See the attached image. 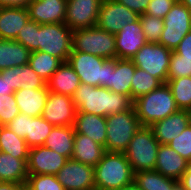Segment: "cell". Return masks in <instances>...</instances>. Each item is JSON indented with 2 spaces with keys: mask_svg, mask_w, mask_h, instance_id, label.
<instances>
[{
  "mask_svg": "<svg viewBox=\"0 0 191 190\" xmlns=\"http://www.w3.org/2000/svg\"><path fill=\"white\" fill-rule=\"evenodd\" d=\"M136 66L131 59L115 58V71H111L110 90L131 98V84Z\"/></svg>",
  "mask_w": 191,
  "mask_h": 190,
  "instance_id": "484cf974",
  "label": "cell"
},
{
  "mask_svg": "<svg viewBox=\"0 0 191 190\" xmlns=\"http://www.w3.org/2000/svg\"><path fill=\"white\" fill-rule=\"evenodd\" d=\"M14 92L15 91L13 89H9L6 77H2L0 73V96L14 94Z\"/></svg>",
  "mask_w": 191,
  "mask_h": 190,
  "instance_id": "f907efd6",
  "label": "cell"
},
{
  "mask_svg": "<svg viewBox=\"0 0 191 190\" xmlns=\"http://www.w3.org/2000/svg\"><path fill=\"white\" fill-rule=\"evenodd\" d=\"M139 15L115 0H103L97 26L111 34H117L123 26L134 23Z\"/></svg>",
  "mask_w": 191,
  "mask_h": 190,
  "instance_id": "7c38bea8",
  "label": "cell"
},
{
  "mask_svg": "<svg viewBox=\"0 0 191 190\" xmlns=\"http://www.w3.org/2000/svg\"><path fill=\"white\" fill-rule=\"evenodd\" d=\"M177 0H150L144 14L164 19Z\"/></svg>",
  "mask_w": 191,
  "mask_h": 190,
  "instance_id": "b9f144b4",
  "label": "cell"
},
{
  "mask_svg": "<svg viewBox=\"0 0 191 190\" xmlns=\"http://www.w3.org/2000/svg\"><path fill=\"white\" fill-rule=\"evenodd\" d=\"M20 83L21 89H40L46 85V82L33 71L29 64L21 66Z\"/></svg>",
  "mask_w": 191,
  "mask_h": 190,
  "instance_id": "60d3db41",
  "label": "cell"
},
{
  "mask_svg": "<svg viewBox=\"0 0 191 190\" xmlns=\"http://www.w3.org/2000/svg\"><path fill=\"white\" fill-rule=\"evenodd\" d=\"M172 50L159 43L147 42L131 59L137 68L158 78L163 84L168 79Z\"/></svg>",
  "mask_w": 191,
  "mask_h": 190,
  "instance_id": "9c48e42d",
  "label": "cell"
},
{
  "mask_svg": "<svg viewBox=\"0 0 191 190\" xmlns=\"http://www.w3.org/2000/svg\"><path fill=\"white\" fill-rule=\"evenodd\" d=\"M30 53L16 40L0 39V71L29 64Z\"/></svg>",
  "mask_w": 191,
  "mask_h": 190,
  "instance_id": "d4e9b609",
  "label": "cell"
},
{
  "mask_svg": "<svg viewBox=\"0 0 191 190\" xmlns=\"http://www.w3.org/2000/svg\"><path fill=\"white\" fill-rule=\"evenodd\" d=\"M65 190H95L94 168L72 158L56 174Z\"/></svg>",
  "mask_w": 191,
  "mask_h": 190,
  "instance_id": "4fadbf2b",
  "label": "cell"
},
{
  "mask_svg": "<svg viewBox=\"0 0 191 190\" xmlns=\"http://www.w3.org/2000/svg\"><path fill=\"white\" fill-rule=\"evenodd\" d=\"M139 20L146 41L150 43H159L164 28L163 19L142 14L139 15Z\"/></svg>",
  "mask_w": 191,
  "mask_h": 190,
  "instance_id": "e575fe53",
  "label": "cell"
},
{
  "mask_svg": "<svg viewBox=\"0 0 191 190\" xmlns=\"http://www.w3.org/2000/svg\"><path fill=\"white\" fill-rule=\"evenodd\" d=\"M53 125L46 121L42 116L29 117L27 135L25 142L29 148L43 146L46 138L53 129Z\"/></svg>",
  "mask_w": 191,
  "mask_h": 190,
  "instance_id": "1f68e13d",
  "label": "cell"
},
{
  "mask_svg": "<svg viewBox=\"0 0 191 190\" xmlns=\"http://www.w3.org/2000/svg\"><path fill=\"white\" fill-rule=\"evenodd\" d=\"M67 161L68 158L45 146L30 148L27 161L28 175H56Z\"/></svg>",
  "mask_w": 191,
  "mask_h": 190,
  "instance_id": "9a60e30c",
  "label": "cell"
},
{
  "mask_svg": "<svg viewBox=\"0 0 191 190\" xmlns=\"http://www.w3.org/2000/svg\"><path fill=\"white\" fill-rule=\"evenodd\" d=\"M120 4H123L131 11L136 12L138 15L145 13L150 0H115Z\"/></svg>",
  "mask_w": 191,
  "mask_h": 190,
  "instance_id": "f6af8a7d",
  "label": "cell"
},
{
  "mask_svg": "<svg viewBox=\"0 0 191 190\" xmlns=\"http://www.w3.org/2000/svg\"><path fill=\"white\" fill-rule=\"evenodd\" d=\"M163 22L164 28L159 44L174 51L183 38L191 32V11L177 0Z\"/></svg>",
  "mask_w": 191,
  "mask_h": 190,
  "instance_id": "30bf717a",
  "label": "cell"
},
{
  "mask_svg": "<svg viewBox=\"0 0 191 190\" xmlns=\"http://www.w3.org/2000/svg\"><path fill=\"white\" fill-rule=\"evenodd\" d=\"M67 0H33L27 7L29 18L38 24L64 23Z\"/></svg>",
  "mask_w": 191,
  "mask_h": 190,
  "instance_id": "e0dca14e",
  "label": "cell"
},
{
  "mask_svg": "<svg viewBox=\"0 0 191 190\" xmlns=\"http://www.w3.org/2000/svg\"><path fill=\"white\" fill-rule=\"evenodd\" d=\"M74 136L73 126H54L43 146L70 159L74 150Z\"/></svg>",
  "mask_w": 191,
  "mask_h": 190,
  "instance_id": "4316f807",
  "label": "cell"
},
{
  "mask_svg": "<svg viewBox=\"0 0 191 190\" xmlns=\"http://www.w3.org/2000/svg\"><path fill=\"white\" fill-rule=\"evenodd\" d=\"M168 145L191 163V123Z\"/></svg>",
  "mask_w": 191,
  "mask_h": 190,
  "instance_id": "f35d334b",
  "label": "cell"
},
{
  "mask_svg": "<svg viewBox=\"0 0 191 190\" xmlns=\"http://www.w3.org/2000/svg\"><path fill=\"white\" fill-rule=\"evenodd\" d=\"M30 116L23 113H19L9 124L8 126L11 131H13L17 136L25 139L27 135L28 127V118Z\"/></svg>",
  "mask_w": 191,
  "mask_h": 190,
  "instance_id": "7bdbcfd3",
  "label": "cell"
},
{
  "mask_svg": "<svg viewBox=\"0 0 191 190\" xmlns=\"http://www.w3.org/2000/svg\"><path fill=\"white\" fill-rule=\"evenodd\" d=\"M183 5H185L191 11V0H179Z\"/></svg>",
  "mask_w": 191,
  "mask_h": 190,
  "instance_id": "f5cc1de1",
  "label": "cell"
},
{
  "mask_svg": "<svg viewBox=\"0 0 191 190\" xmlns=\"http://www.w3.org/2000/svg\"><path fill=\"white\" fill-rule=\"evenodd\" d=\"M20 71L21 66L11 67L0 71L2 77H6L9 89H13L14 91L21 89Z\"/></svg>",
  "mask_w": 191,
  "mask_h": 190,
  "instance_id": "ee69618b",
  "label": "cell"
},
{
  "mask_svg": "<svg viewBox=\"0 0 191 190\" xmlns=\"http://www.w3.org/2000/svg\"><path fill=\"white\" fill-rule=\"evenodd\" d=\"M76 114L73 97L49 92L41 116L53 126H73Z\"/></svg>",
  "mask_w": 191,
  "mask_h": 190,
  "instance_id": "5bb4252c",
  "label": "cell"
},
{
  "mask_svg": "<svg viewBox=\"0 0 191 190\" xmlns=\"http://www.w3.org/2000/svg\"><path fill=\"white\" fill-rule=\"evenodd\" d=\"M48 94L46 85L40 89H20L14 92L20 113L31 117L41 116Z\"/></svg>",
  "mask_w": 191,
  "mask_h": 190,
  "instance_id": "603a6c76",
  "label": "cell"
},
{
  "mask_svg": "<svg viewBox=\"0 0 191 190\" xmlns=\"http://www.w3.org/2000/svg\"><path fill=\"white\" fill-rule=\"evenodd\" d=\"M19 113L14 94L0 96V126L9 124Z\"/></svg>",
  "mask_w": 191,
  "mask_h": 190,
  "instance_id": "8d00e7d4",
  "label": "cell"
},
{
  "mask_svg": "<svg viewBox=\"0 0 191 190\" xmlns=\"http://www.w3.org/2000/svg\"><path fill=\"white\" fill-rule=\"evenodd\" d=\"M133 106L141 126L148 127L179 110L167 83L139 96L134 100Z\"/></svg>",
  "mask_w": 191,
  "mask_h": 190,
  "instance_id": "3957f363",
  "label": "cell"
},
{
  "mask_svg": "<svg viewBox=\"0 0 191 190\" xmlns=\"http://www.w3.org/2000/svg\"><path fill=\"white\" fill-rule=\"evenodd\" d=\"M191 77V60L180 59V55L172 51L168 69V79Z\"/></svg>",
  "mask_w": 191,
  "mask_h": 190,
  "instance_id": "ab89813d",
  "label": "cell"
},
{
  "mask_svg": "<svg viewBox=\"0 0 191 190\" xmlns=\"http://www.w3.org/2000/svg\"><path fill=\"white\" fill-rule=\"evenodd\" d=\"M28 177L27 162L11 154L0 152V182L25 185Z\"/></svg>",
  "mask_w": 191,
  "mask_h": 190,
  "instance_id": "83f0119b",
  "label": "cell"
},
{
  "mask_svg": "<svg viewBox=\"0 0 191 190\" xmlns=\"http://www.w3.org/2000/svg\"><path fill=\"white\" fill-rule=\"evenodd\" d=\"M26 190H65L56 175H28Z\"/></svg>",
  "mask_w": 191,
  "mask_h": 190,
  "instance_id": "d590c367",
  "label": "cell"
},
{
  "mask_svg": "<svg viewBox=\"0 0 191 190\" xmlns=\"http://www.w3.org/2000/svg\"><path fill=\"white\" fill-rule=\"evenodd\" d=\"M72 33L65 23L38 24L37 51L67 62L72 52Z\"/></svg>",
  "mask_w": 191,
  "mask_h": 190,
  "instance_id": "ba28073f",
  "label": "cell"
},
{
  "mask_svg": "<svg viewBox=\"0 0 191 190\" xmlns=\"http://www.w3.org/2000/svg\"><path fill=\"white\" fill-rule=\"evenodd\" d=\"M79 112L106 117L133 107L134 101L125 94L115 93L101 87L81 83L73 96Z\"/></svg>",
  "mask_w": 191,
  "mask_h": 190,
  "instance_id": "6da1fadb",
  "label": "cell"
},
{
  "mask_svg": "<svg viewBox=\"0 0 191 190\" xmlns=\"http://www.w3.org/2000/svg\"><path fill=\"white\" fill-rule=\"evenodd\" d=\"M105 152V147L96 143L90 137L75 133L72 159L94 168Z\"/></svg>",
  "mask_w": 191,
  "mask_h": 190,
  "instance_id": "cb8c5ba5",
  "label": "cell"
},
{
  "mask_svg": "<svg viewBox=\"0 0 191 190\" xmlns=\"http://www.w3.org/2000/svg\"><path fill=\"white\" fill-rule=\"evenodd\" d=\"M0 190H25V185L11 182H0Z\"/></svg>",
  "mask_w": 191,
  "mask_h": 190,
  "instance_id": "681fc988",
  "label": "cell"
},
{
  "mask_svg": "<svg viewBox=\"0 0 191 190\" xmlns=\"http://www.w3.org/2000/svg\"><path fill=\"white\" fill-rule=\"evenodd\" d=\"M95 190H118L134 181L133 169L124 153L105 152L94 167Z\"/></svg>",
  "mask_w": 191,
  "mask_h": 190,
  "instance_id": "7a4b0ae2",
  "label": "cell"
},
{
  "mask_svg": "<svg viewBox=\"0 0 191 190\" xmlns=\"http://www.w3.org/2000/svg\"><path fill=\"white\" fill-rule=\"evenodd\" d=\"M176 105L180 110H188L191 113V77L167 79Z\"/></svg>",
  "mask_w": 191,
  "mask_h": 190,
  "instance_id": "d6a6232c",
  "label": "cell"
},
{
  "mask_svg": "<svg viewBox=\"0 0 191 190\" xmlns=\"http://www.w3.org/2000/svg\"><path fill=\"white\" fill-rule=\"evenodd\" d=\"M72 50L100 56L105 59L116 58L115 35L97 25L72 33Z\"/></svg>",
  "mask_w": 191,
  "mask_h": 190,
  "instance_id": "52a82bcc",
  "label": "cell"
},
{
  "mask_svg": "<svg viewBox=\"0 0 191 190\" xmlns=\"http://www.w3.org/2000/svg\"><path fill=\"white\" fill-rule=\"evenodd\" d=\"M81 84L80 78L68 62H63L46 82L51 93L73 97Z\"/></svg>",
  "mask_w": 191,
  "mask_h": 190,
  "instance_id": "ffe728a7",
  "label": "cell"
},
{
  "mask_svg": "<svg viewBox=\"0 0 191 190\" xmlns=\"http://www.w3.org/2000/svg\"><path fill=\"white\" fill-rule=\"evenodd\" d=\"M190 164L168 144H160L154 170L165 177L179 181Z\"/></svg>",
  "mask_w": 191,
  "mask_h": 190,
  "instance_id": "d6986e66",
  "label": "cell"
},
{
  "mask_svg": "<svg viewBox=\"0 0 191 190\" xmlns=\"http://www.w3.org/2000/svg\"><path fill=\"white\" fill-rule=\"evenodd\" d=\"M103 0H67L65 25L72 31L97 25Z\"/></svg>",
  "mask_w": 191,
  "mask_h": 190,
  "instance_id": "8fae6325",
  "label": "cell"
},
{
  "mask_svg": "<svg viewBox=\"0 0 191 190\" xmlns=\"http://www.w3.org/2000/svg\"><path fill=\"white\" fill-rule=\"evenodd\" d=\"M179 183L183 186L184 190H191V164L182 174Z\"/></svg>",
  "mask_w": 191,
  "mask_h": 190,
  "instance_id": "c3c4849f",
  "label": "cell"
},
{
  "mask_svg": "<svg viewBox=\"0 0 191 190\" xmlns=\"http://www.w3.org/2000/svg\"><path fill=\"white\" fill-rule=\"evenodd\" d=\"M67 62L77 73L81 83L101 86L110 90V77L111 71H115V59H105L72 50Z\"/></svg>",
  "mask_w": 191,
  "mask_h": 190,
  "instance_id": "277c9868",
  "label": "cell"
},
{
  "mask_svg": "<svg viewBox=\"0 0 191 190\" xmlns=\"http://www.w3.org/2000/svg\"><path fill=\"white\" fill-rule=\"evenodd\" d=\"M63 62L50 54L41 51L30 53L29 65L45 82L55 73Z\"/></svg>",
  "mask_w": 191,
  "mask_h": 190,
  "instance_id": "4dcf8cb0",
  "label": "cell"
},
{
  "mask_svg": "<svg viewBox=\"0 0 191 190\" xmlns=\"http://www.w3.org/2000/svg\"><path fill=\"white\" fill-rule=\"evenodd\" d=\"M118 190H140L138 185L133 181L130 184L124 185L123 187L119 188Z\"/></svg>",
  "mask_w": 191,
  "mask_h": 190,
  "instance_id": "816d5d0a",
  "label": "cell"
},
{
  "mask_svg": "<svg viewBox=\"0 0 191 190\" xmlns=\"http://www.w3.org/2000/svg\"><path fill=\"white\" fill-rule=\"evenodd\" d=\"M191 123V113L188 110H178L168 117L154 122L150 128L160 144H168L179 136Z\"/></svg>",
  "mask_w": 191,
  "mask_h": 190,
  "instance_id": "ac0fdd59",
  "label": "cell"
},
{
  "mask_svg": "<svg viewBox=\"0 0 191 190\" xmlns=\"http://www.w3.org/2000/svg\"><path fill=\"white\" fill-rule=\"evenodd\" d=\"M134 182L140 190H171L179 181L165 177L156 170L134 173Z\"/></svg>",
  "mask_w": 191,
  "mask_h": 190,
  "instance_id": "f546056e",
  "label": "cell"
},
{
  "mask_svg": "<svg viewBox=\"0 0 191 190\" xmlns=\"http://www.w3.org/2000/svg\"><path fill=\"white\" fill-rule=\"evenodd\" d=\"M180 55V59L191 60V32H189L174 50Z\"/></svg>",
  "mask_w": 191,
  "mask_h": 190,
  "instance_id": "bcb514c9",
  "label": "cell"
},
{
  "mask_svg": "<svg viewBox=\"0 0 191 190\" xmlns=\"http://www.w3.org/2000/svg\"><path fill=\"white\" fill-rule=\"evenodd\" d=\"M171 190H184L183 186L178 182Z\"/></svg>",
  "mask_w": 191,
  "mask_h": 190,
  "instance_id": "db71d44e",
  "label": "cell"
},
{
  "mask_svg": "<svg viewBox=\"0 0 191 190\" xmlns=\"http://www.w3.org/2000/svg\"><path fill=\"white\" fill-rule=\"evenodd\" d=\"M140 127L134 106L131 109L107 115L105 150L125 153L130 140Z\"/></svg>",
  "mask_w": 191,
  "mask_h": 190,
  "instance_id": "5b68a950",
  "label": "cell"
},
{
  "mask_svg": "<svg viewBox=\"0 0 191 190\" xmlns=\"http://www.w3.org/2000/svg\"><path fill=\"white\" fill-rule=\"evenodd\" d=\"M162 84L158 78L136 67L131 84V99L134 101L139 96L148 94L154 89L159 88Z\"/></svg>",
  "mask_w": 191,
  "mask_h": 190,
  "instance_id": "836d02e7",
  "label": "cell"
},
{
  "mask_svg": "<svg viewBox=\"0 0 191 190\" xmlns=\"http://www.w3.org/2000/svg\"><path fill=\"white\" fill-rule=\"evenodd\" d=\"M29 149L25 139L17 136L8 126H0V152L27 162Z\"/></svg>",
  "mask_w": 191,
  "mask_h": 190,
  "instance_id": "f1b7e54d",
  "label": "cell"
},
{
  "mask_svg": "<svg viewBox=\"0 0 191 190\" xmlns=\"http://www.w3.org/2000/svg\"><path fill=\"white\" fill-rule=\"evenodd\" d=\"M33 0H0V8H27Z\"/></svg>",
  "mask_w": 191,
  "mask_h": 190,
  "instance_id": "7dc6e473",
  "label": "cell"
},
{
  "mask_svg": "<svg viewBox=\"0 0 191 190\" xmlns=\"http://www.w3.org/2000/svg\"><path fill=\"white\" fill-rule=\"evenodd\" d=\"M116 41V58L132 59L134 55L146 43L142 25L138 19L134 23L123 26L121 30L115 34Z\"/></svg>",
  "mask_w": 191,
  "mask_h": 190,
  "instance_id": "2e32d148",
  "label": "cell"
},
{
  "mask_svg": "<svg viewBox=\"0 0 191 190\" xmlns=\"http://www.w3.org/2000/svg\"><path fill=\"white\" fill-rule=\"evenodd\" d=\"M38 23L29 20L28 23L20 30L16 41L21 43L30 52L37 51Z\"/></svg>",
  "mask_w": 191,
  "mask_h": 190,
  "instance_id": "74e56055",
  "label": "cell"
},
{
  "mask_svg": "<svg viewBox=\"0 0 191 190\" xmlns=\"http://www.w3.org/2000/svg\"><path fill=\"white\" fill-rule=\"evenodd\" d=\"M73 127L75 133L84 134L105 147L106 117L77 111Z\"/></svg>",
  "mask_w": 191,
  "mask_h": 190,
  "instance_id": "44dd1931",
  "label": "cell"
},
{
  "mask_svg": "<svg viewBox=\"0 0 191 190\" xmlns=\"http://www.w3.org/2000/svg\"><path fill=\"white\" fill-rule=\"evenodd\" d=\"M29 20L27 8H0V39L15 40Z\"/></svg>",
  "mask_w": 191,
  "mask_h": 190,
  "instance_id": "7402d4cb",
  "label": "cell"
},
{
  "mask_svg": "<svg viewBox=\"0 0 191 190\" xmlns=\"http://www.w3.org/2000/svg\"><path fill=\"white\" fill-rule=\"evenodd\" d=\"M160 143L148 126H141L130 140L125 151L133 172L154 170Z\"/></svg>",
  "mask_w": 191,
  "mask_h": 190,
  "instance_id": "8992f818",
  "label": "cell"
}]
</instances>
